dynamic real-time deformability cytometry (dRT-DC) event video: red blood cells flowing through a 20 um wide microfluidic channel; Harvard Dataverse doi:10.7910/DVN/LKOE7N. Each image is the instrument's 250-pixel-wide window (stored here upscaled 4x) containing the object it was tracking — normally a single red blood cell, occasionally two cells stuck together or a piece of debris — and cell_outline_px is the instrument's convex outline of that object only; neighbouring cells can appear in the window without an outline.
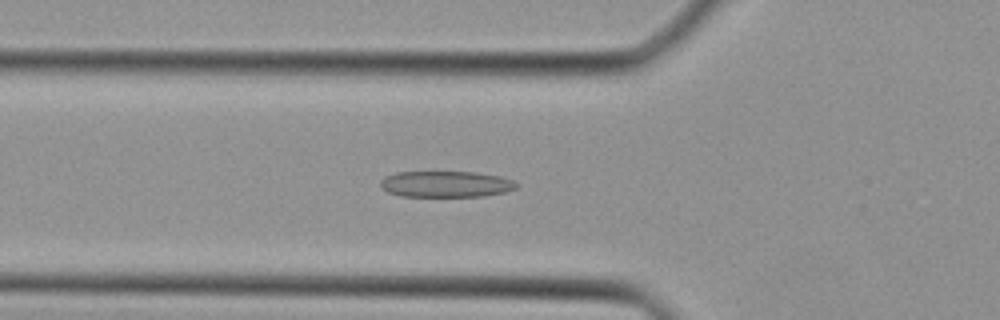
{"species": "Egyptian fruit bat (a non-hibernating species)", "species_latin": "Rousettus aegyptiacus", "temperature_condition": "cold", "stored_images_in_passage": 29, "camera_frame_rate_fps": 3000, "um_per_image_px": 0.085, "animal": {"sex": "female"}, "frame": {"image": 1, "passage_image": 3, "time_ms": 0.667, "image_size_px": [1000, 320], "cell_outline_px": [[516, 188], [504, 192], [484, 196], [400, 196], [388, 192], [380, 184], [380, 180], [384, 176], [396, 172], [476, 172], [500, 176], [512, 180], [516, 184]], "centroid_in_image_um": [37.87, 15.64], "position_along_channel_um": 87.9, "area_um2": 20.63}}
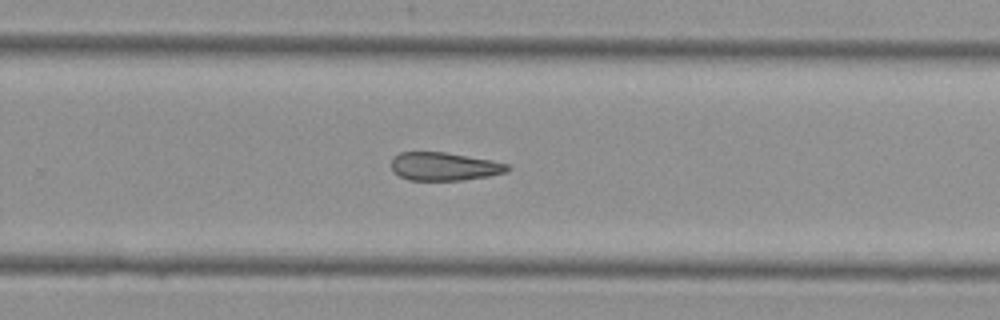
{"frame": {"image": 2, "passage_image": 15, "time_ms": 4.667, "image_size_px": [1000, 320], "cell_outline_px": [[512, 168], [508, 172], [488, 176], [460, 180], [408, 180], [392, 172], [392, 160], [400, 152], [444, 152], [492, 160], [508, 164]], "centroid_in_image_um": [37.78, 14.15], "position_along_channel_um": 292.0, "area_um2": 19.07}}
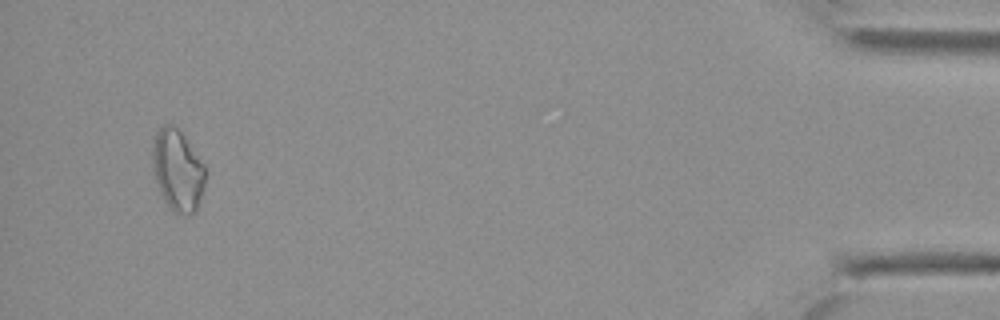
{"frame": {"image": 3, "passage_image": 27, "time_ms": 8.667, "image_size_px": [1000, 320], "cell_outline_px": [[204, 184], [196, 212], [172, 212], [160, 192], [152, 168], [152, 148], [156, 132], [164, 124], [172, 124], [180, 132], [204, 164]], "centroid_in_image_um": [15.07, 14.46], "position_along_channel_um": 420.1, "area_um2": 24.45}}